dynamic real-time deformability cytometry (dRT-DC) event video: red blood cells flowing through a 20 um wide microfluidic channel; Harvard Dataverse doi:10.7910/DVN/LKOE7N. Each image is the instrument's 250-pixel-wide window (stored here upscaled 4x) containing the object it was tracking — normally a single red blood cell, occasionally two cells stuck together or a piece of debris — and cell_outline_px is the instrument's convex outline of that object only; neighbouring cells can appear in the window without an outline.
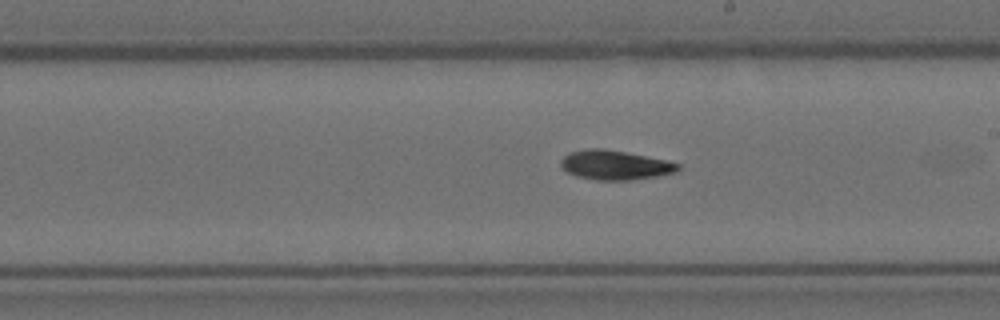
{"species": "Egyptian fruit bat (a non-hibernating species)", "species_latin": "Rousettus aegyptiacus", "temperature_condition": "room temperature", "stored_images_in_passage": 30, "camera_frame_rate_fps": 3000, "um_per_image_px": 0.085, "animal": {"sex": "female"}, "frame": {"image": 1, "passage_image": 18, "time_ms": 5.667, "image_size_px": [1000, 320], "cell_outline_px": [[680, 168], [676, 172], [656, 176], [632, 180], [596, 180], [576, 176], [560, 168], [560, 160], [564, 156], [572, 152], [588, 148], [604, 148], [668, 160], [680, 164]], "centroid_in_image_um": [52.27, 14.03], "position_along_channel_um": 236.7, "area_um2": 20.17}}
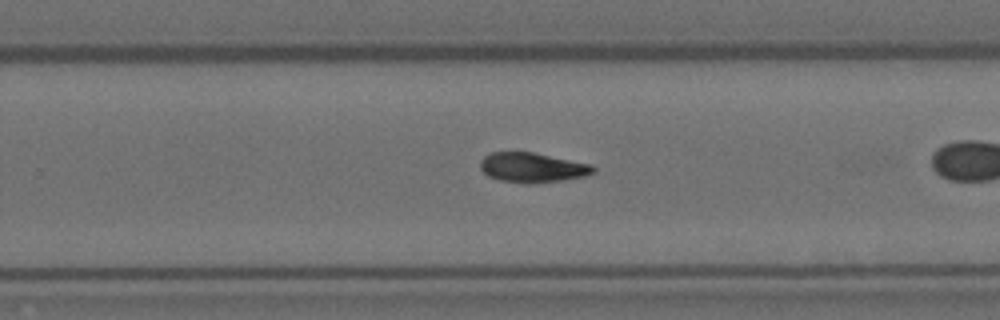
{"frame": {"image": 2, "passage_image": 22, "time_ms": 7.0, "image_size_px": [1000, 320], "cell_outline_px": [[596, 172], [584, 176], [560, 180], [532, 184], [500, 180], [488, 176], [480, 168], [480, 160], [484, 156], [492, 152], [532, 152], [592, 164], [596, 168]], "centroid_in_image_um": [45.26, 14.24], "position_along_channel_um": 284.5, "area_um2": 19.54}}